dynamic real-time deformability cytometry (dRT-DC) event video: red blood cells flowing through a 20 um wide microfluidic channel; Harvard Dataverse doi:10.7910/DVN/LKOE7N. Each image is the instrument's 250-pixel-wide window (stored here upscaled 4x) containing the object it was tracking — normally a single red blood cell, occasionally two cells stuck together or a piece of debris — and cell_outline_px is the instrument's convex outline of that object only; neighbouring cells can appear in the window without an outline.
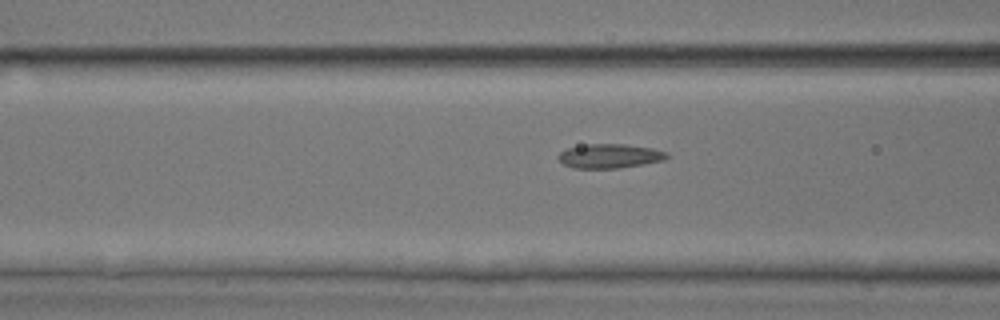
{"species": "common noctule bat (a hibernating species)", "species_latin": "Nyctalus noctula", "temperature_condition": "room temperature", "stored_images_in_passage": 28, "camera_frame_rate_fps": 3000, "um_per_image_px": 0.085, "animal": {"sex": "male", "body_mass_g": 17.9, "forearm_length_mm": 54.2}, "frame": {"image": 1, "passage_image": 7, "time_ms": 2.0, "image_size_px": [1000, 320], "cell_outline_px": [[668, 156], [664, 160], [644, 164], [620, 168], [572, 168], [564, 164], [556, 156], [560, 152], [568, 148], [588, 144], [624, 144], [652, 148], [668, 152]], "centroid_in_image_um": [51.83, 13.26], "position_along_channel_um": 114.8, "area_um2": 15.32}}
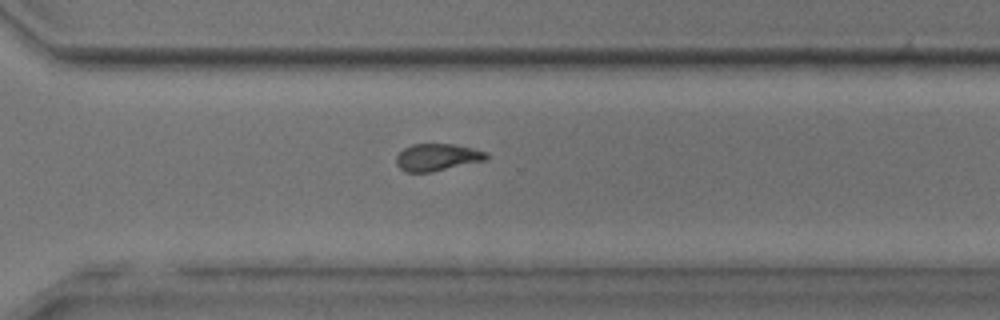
{"frame": {"image": 2, "passage_image": 24, "time_ms": 7.667, "image_size_px": [1000, 320], "cell_outline_px": [[492, 156], [488, 160], [432, 172], [404, 172], [396, 164], [396, 156], [404, 148], [412, 144], [452, 144], [488, 152]], "centroid_in_image_um": [37.2, 13.37], "position_along_channel_um": 333.4, "area_um2": 14.45}}
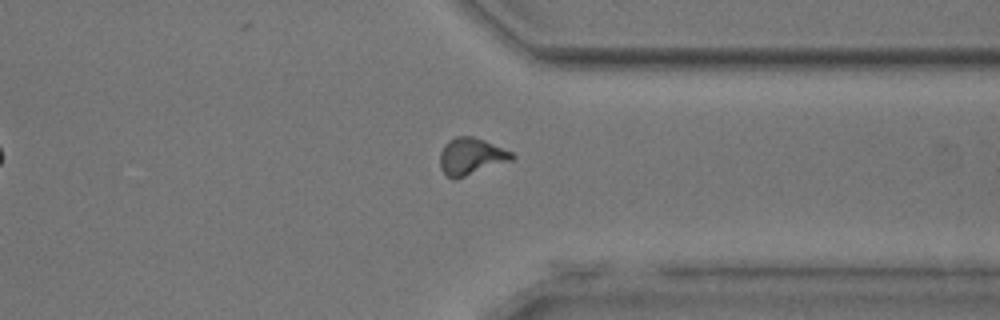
{"frame": {"image": 3, "passage_image": 27, "time_ms": 8.667, "image_size_px": [1000, 320], "cell_outline_px": [[516, 156], [512, 160], [456, 180], [452, 180], [440, 168], [440, 152], [444, 144], [448, 140], [456, 136], [472, 136], [484, 140], [512, 152]], "centroid_in_image_um": [40.02, 13.3], "position_along_channel_um": 371.4, "area_um2": 15.61}, "authors_computed_cell_mechanics": {"area_um2": 14.5945, "velocity_mm_per_s": 3.8613, "shape_relaxation_time_tau1_ms": 7.9456, "shape_relaxation_time_tau2_ms": 1.7031, "deformation_change_tau1": 0.176, "deformation_change_tau2": 0.0799}}